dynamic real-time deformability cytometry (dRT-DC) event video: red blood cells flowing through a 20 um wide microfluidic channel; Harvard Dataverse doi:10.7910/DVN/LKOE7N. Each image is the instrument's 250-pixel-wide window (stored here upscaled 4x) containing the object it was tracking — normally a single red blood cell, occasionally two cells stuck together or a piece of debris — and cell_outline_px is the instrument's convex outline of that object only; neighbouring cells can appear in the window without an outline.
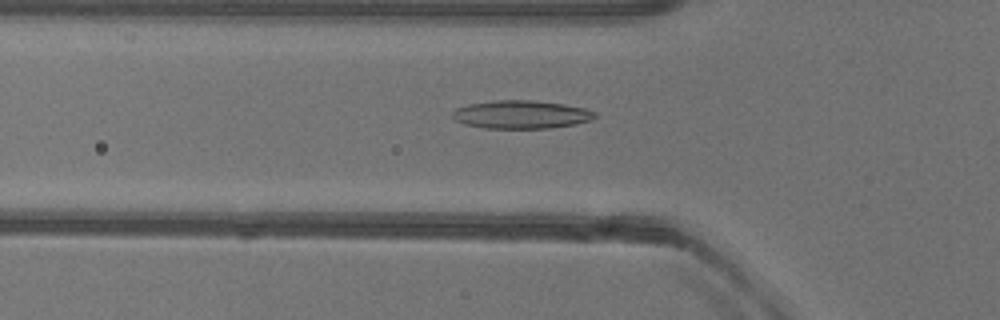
{"species": "common noctule bat (a hibernating species)", "species_latin": "Nyctalus noctula", "temperature_condition": "warm", "stored_images_in_passage": 36, "camera_frame_rate_fps": 3000, "um_per_image_px": 0.085, "animal": {"sex": "female"}, "frame": {"image": 1, "passage_image": 2, "time_ms": 0.333, "image_size_px": [1000, 320], "cell_outline_px": [[596, 116], [592, 120], [576, 124], [548, 128], [484, 128], [464, 124], [456, 120], [452, 116], [452, 112], [456, 108], [468, 104], [496, 100], [532, 100], [564, 104], [584, 108], [596, 112]], "centroid_in_image_um": [44.3, 9.73], "position_along_channel_um": 81.5, "area_um2": 23.41}}
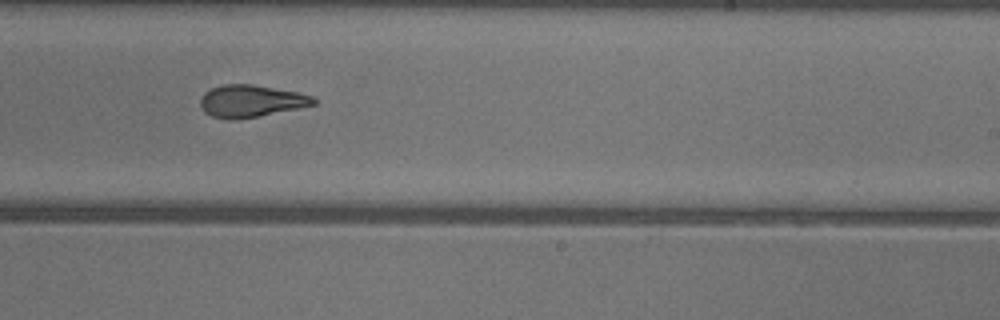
{"frame": {"image": 2, "passage_image": 16, "time_ms": 5.0, "image_size_px": [1000, 320], "cell_outline_px": [[316, 104], [300, 108], [256, 116], [232, 120], [212, 116], [204, 112], [200, 104], [200, 100], [204, 92], [212, 88], [224, 84], [252, 84], [296, 92], [312, 96], [316, 100]], "centroid_in_image_um": [21.32, 8.58], "position_along_channel_um": 267.7, "area_um2": 20.98}}
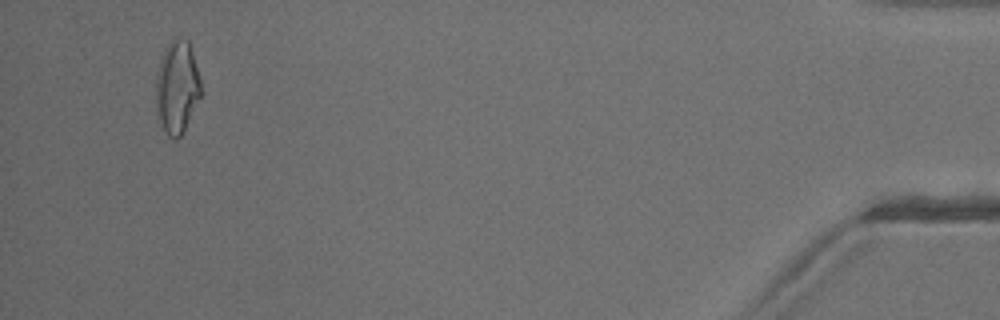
{"frame": {"image": 3, "passage_image": 34, "time_ms": 11.0, "image_size_px": [1000, 320], "cell_outline_px": [[204, 92], [184, 132], [176, 140], [172, 140], [168, 136], [156, 116], [156, 76], [160, 60], [164, 48], [172, 36], [180, 36], [188, 40]], "centroid_in_image_um": [15.06, 7.42], "position_along_channel_um": 420.1, "area_um2": 25.14}, "authors_computed_cell_mechanics": {"area_um2": 21.5305, "velocity_mm_per_s": 3.9727, "shape_relaxation_time_tau1_ms": null, "shape_relaxation_time_tau2_ms": 2.6228, "deformation_change_tau1": null, "deformation_change_tau2": 0.1063}}